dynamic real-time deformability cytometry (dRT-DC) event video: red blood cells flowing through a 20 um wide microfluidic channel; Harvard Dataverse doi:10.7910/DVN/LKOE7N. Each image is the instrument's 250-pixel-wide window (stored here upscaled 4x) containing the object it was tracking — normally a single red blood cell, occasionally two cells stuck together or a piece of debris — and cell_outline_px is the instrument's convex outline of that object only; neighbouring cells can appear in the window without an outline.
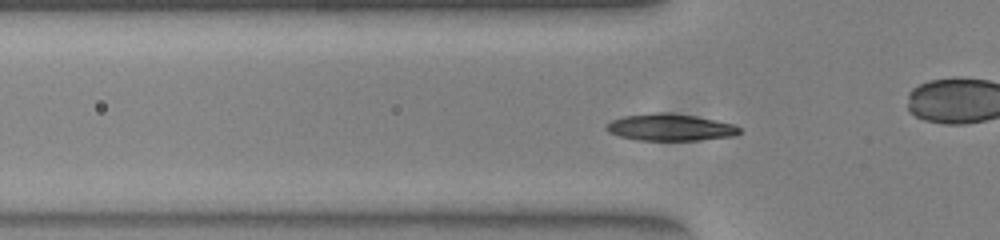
{"species": "common noctule bat (a hibernating species)", "species_latin": "Nyctalus noctula", "temperature_condition": "warm", "stored_images_in_passage": 43, "camera_frame_rate_fps": 3000, "um_per_image_px": 0.085, "animal": {"sex": "female", "body_mass_g": 23.0, "forearm_length_mm": 53.4}, "frame": {"image": 1, "passage_image": 7, "time_ms": 2.0, "image_size_px": [1000, 240], "cell_outline_px": [[740, 132], [736, 136], [700, 140], [636, 140], [620, 136], [608, 132], [604, 128], [604, 124], [612, 120], [624, 116], [652, 112], [672, 112], [696, 116], [716, 120], [732, 124], [740, 128]], "centroid_in_image_um": [56.94, 10.82], "position_along_channel_um": 68.9, "area_um2": 21.1}}
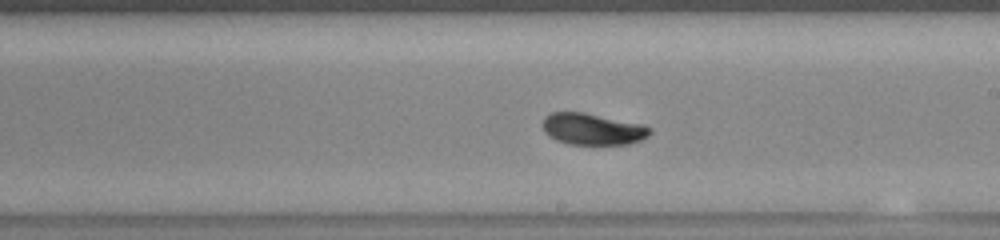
{"frame": {"image": 2, "passage_image": 20, "time_ms": 6.333, "image_size_px": [1000, 240], "cell_outline_px": [[652, 132], [648, 136], [640, 140], [628, 144], [568, 144], [556, 140], [548, 136], [544, 132], [540, 124], [544, 116], [552, 112], [584, 112], [644, 124], [652, 128]], "centroid_in_image_um": [50.34, 10.96], "position_along_channel_um": 238.7, "area_um2": 20.06}}
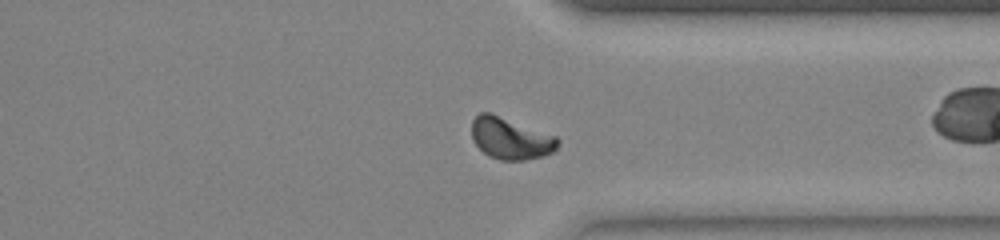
{"frame": {"image": 3, "passage_image": 30, "time_ms": 9.667, "image_size_px": [1000, 240], "cell_outline_px": [[560, 140], [556, 148], [552, 152], [544, 156], [524, 160], [500, 160], [488, 156], [472, 140], [472, 120], [480, 112], [492, 112], [556, 136]], "centroid_in_image_um": [43.39, 11.75], "position_along_channel_um": 368.0, "area_um2": 21.04}, "authors_computed_cell_mechanics": {"area_um2": 19.941, "velocity_mm_per_s": 3.9135, "shape_relaxation_time_tau1_ms": 1.9644, "shape_relaxation_time_tau2_ms": null, "deformation_change_tau1": 0.1035, "deformation_change_tau2": null}}